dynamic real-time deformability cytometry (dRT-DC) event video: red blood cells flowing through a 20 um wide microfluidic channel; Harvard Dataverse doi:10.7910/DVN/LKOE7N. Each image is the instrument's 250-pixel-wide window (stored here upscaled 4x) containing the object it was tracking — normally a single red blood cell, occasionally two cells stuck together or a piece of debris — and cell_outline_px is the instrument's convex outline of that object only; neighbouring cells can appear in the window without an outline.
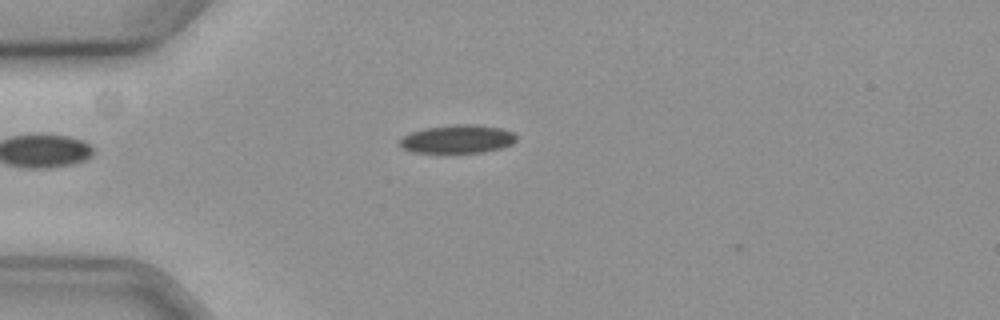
{"species": "common noctule bat (a hibernating species)", "species_latin": "Nyctalus noctula", "temperature_condition": "cold", "stored_images_in_passage": 41, "camera_frame_rate_fps": 3000, "um_per_image_px": 0.085, "animal": {"sex": "female", "body_mass_g": 19.3, "forearm_length_mm": 54.1}, "frame": {"image": 1, "passage_image": 2, "time_ms": 0.333, "image_size_px": [1000, 320], "cell_outline_px": [[516, 140], [512, 144], [500, 148], [484, 152], [412, 152], [400, 148], [400, 140], [404, 136], [412, 132], [428, 128], [460, 124], [468, 124], [500, 128], [516, 132]], "centroid_in_image_um": [38.92, 11.83], "position_along_channel_um": 46.1, "area_um2": 18.96}}
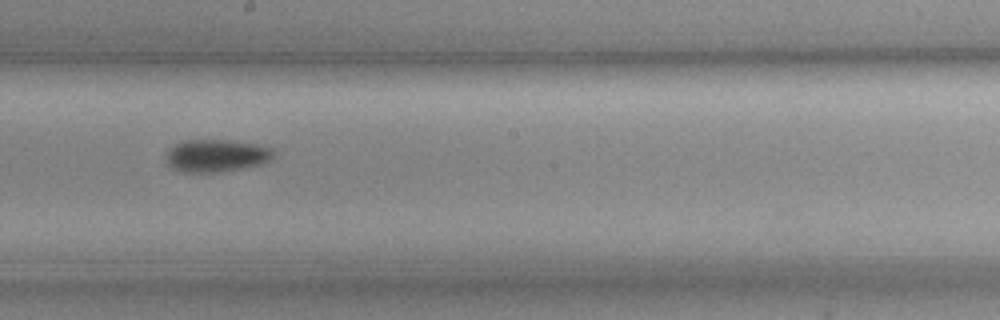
{"frame": {"image": 2, "passage_image": 19, "time_ms": 6.0, "image_size_px": [1000, 320], "cell_outline_px": [[272, 160], [264, 164], [244, 168], [212, 172], [184, 172], [168, 168], [168, 152], [176, 144], [184, 140], [228, 140], [256, 144], [272, 148]], "centroid_in_image_um": [18.41, 13.24], "position_along_channel_um": 229.8, "area_um2": 20.23}}
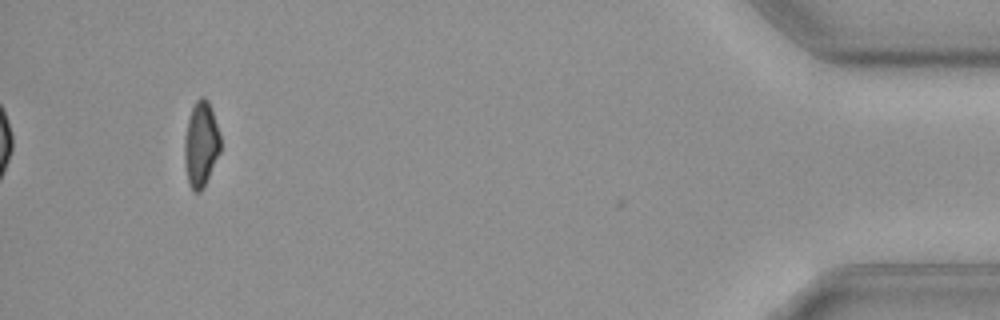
{"frame": {"image": 3, "passage_image": 41, "time_ms": 13.333, "image_size_px": [1000, 320], "cell_outline_px": [[220, 152], [200, 192], [192, 192], [188, 184], [184, 164], [184, 136], [188, 120], [192, 108], [196, 100], [200, 96], [204, 96], [208, 100], [212, 108], [220, 136]], "centroid_in_image_um": [17.06, 12.24], "position_along_channel_um": 418.1, "area_um2": 17.92}}